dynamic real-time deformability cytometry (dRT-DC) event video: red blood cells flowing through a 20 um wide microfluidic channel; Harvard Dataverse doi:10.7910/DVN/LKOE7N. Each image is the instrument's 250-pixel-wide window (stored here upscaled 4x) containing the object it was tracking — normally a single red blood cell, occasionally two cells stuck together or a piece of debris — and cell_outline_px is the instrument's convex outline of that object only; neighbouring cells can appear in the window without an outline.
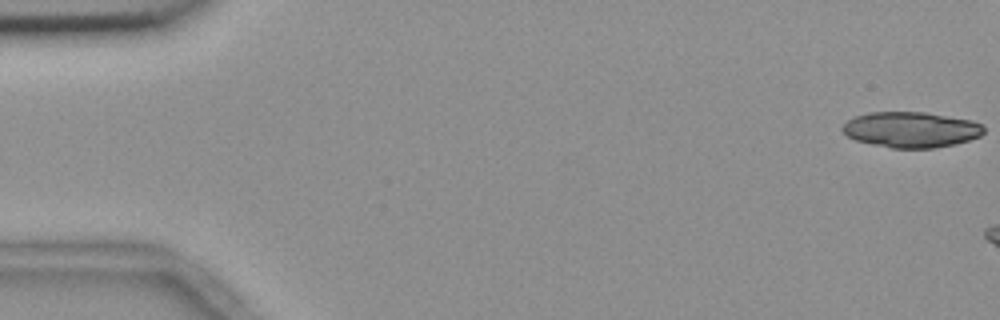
{"species": "common noctule bat (a hibernating species)", "species_latin": "Nyctalus noctula", "temperature_condition": "room temperature", "stored_images_in_passage": 16, "camera_frame_rate_fps": 3000, "um_per_image_px": 0.085, "animal": {"sex": "female", "body_mass_g": 18.4}, "frame": {"image": 1, "passage_image": 1, "time_ms": 0.0, "image_size_px": [1000, 320], "cell_outline_px": [[984, 132], [980, 136], [956, 144], [936, 148], [892, 148], [872, 144], [856, 140], [848, 136], [840, 128], [848, 120], [856, 116], [868, 112], [924, 112], [972, 120], [980, 124], [984, 128]], "centroid_in_image_um": [77.44, 11.02], "position_along_channel_um": 7.6, "area_um2": 29.3}}